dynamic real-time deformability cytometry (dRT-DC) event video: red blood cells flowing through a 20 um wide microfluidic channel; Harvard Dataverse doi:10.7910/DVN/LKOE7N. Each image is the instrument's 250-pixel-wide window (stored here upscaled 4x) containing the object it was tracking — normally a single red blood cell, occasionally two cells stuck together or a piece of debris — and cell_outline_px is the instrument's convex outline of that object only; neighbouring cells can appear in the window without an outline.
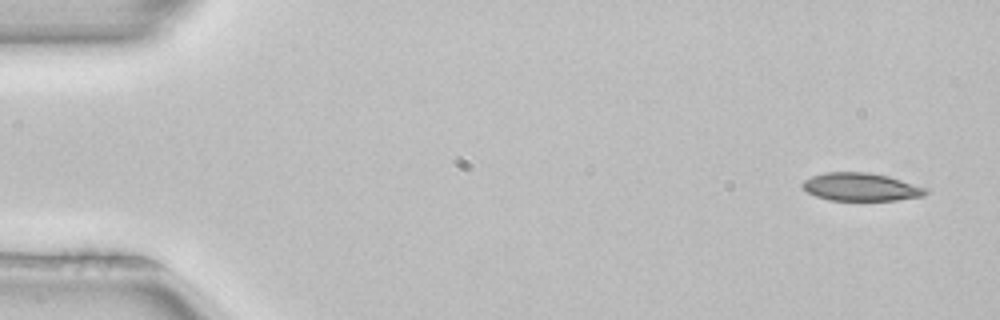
{"species": "common noctule bat (a hibernating species)", "species_latin": "Nyctalus noctula", "temperature_condition": "room temperature", "stored_images_in_passage": 3, "camera_frame_rate_fps": 3000, "um_per_image_px": 0.085, "animal": {"sex": "female", "body_mass_g": 22.7, "forearm_length_mm": 54.2}, "frame": {"image": 1, "passage_image": 1, "time_ms": 0.0, "image_size_px": [1000, 320], "cell_outline_px": [[928, 192], [924, 196], [896, 200], [828, 200], [816, 196], [808, 192], [800, 184], [804, 180], [812, 176], [824, 172], [868, 172], [888, 176], [924, 188]], "centroid_in_image_um": [73.13, 15.89], "position_along_channel_um": 11.9, "area_um2": 19.88}}